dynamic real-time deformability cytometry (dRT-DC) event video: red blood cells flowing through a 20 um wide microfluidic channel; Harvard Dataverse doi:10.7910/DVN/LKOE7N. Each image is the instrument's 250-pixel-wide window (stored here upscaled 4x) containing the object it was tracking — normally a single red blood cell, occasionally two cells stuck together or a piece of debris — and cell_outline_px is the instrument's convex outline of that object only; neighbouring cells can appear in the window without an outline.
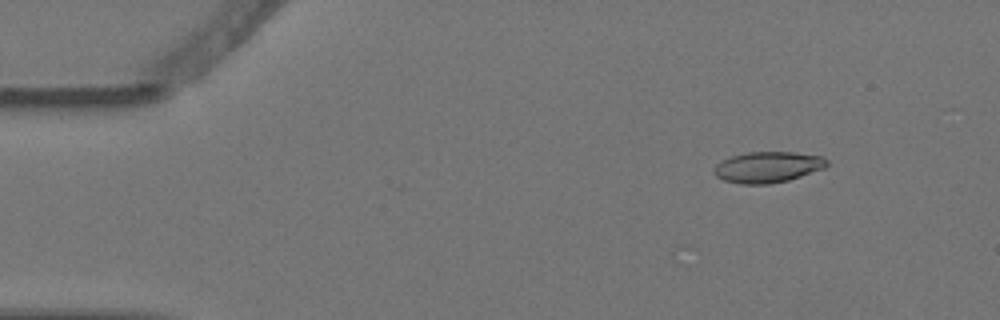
{"species": "Egyptian fruit bat (a non-hibernating species)", "species_latin": "Rousettus aegyptiacus", "temperature_condition": "warm", "stored_images_in_passage": 4, "camera_frame_rate_fps": 3000, "um_per_image_px": 0.085, "animal": {"sex": "female"}, "frame": {"image": 1, "passage_image": 1, "time_ms": 0.0, "image_size_px": [1000, 320], "cell_outline_px": [[828, 164], [824, 168], [788, 180], [768, 184], [740, 184], [724, 180], [716, 176], [712, 172], [716, 164], [732, 156], [748, 152], [792, 152], [824, 156], [828, 160]], "centroid_in_image_um": [65.26, 14.2], "position_along_channel_um": 19.7, "area_um2": 20.29}}
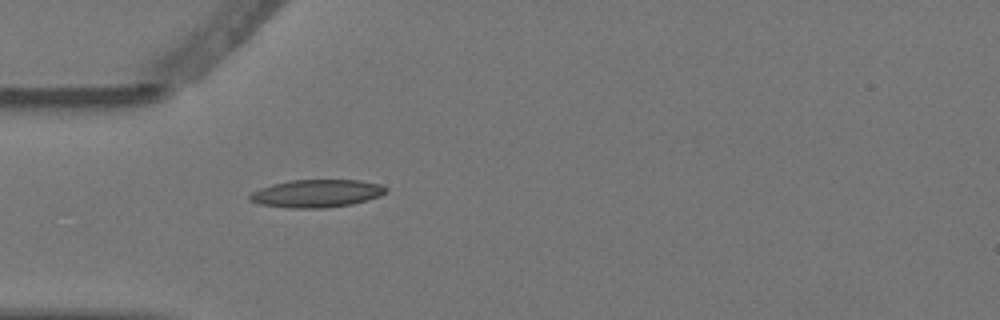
{"frame": {"image": 2, "passage_image": 4, "time_ms": 1.0, "image_size_px": [1000, 320], "cell_outline_px": [[388, 192], [380, 196], [368, 200], [352, 204], [324, 208], [288, 208], [260, 204], [248, 200], [248, 196], [252, 192], [260, 188], [272, 184], [288, 180], [360, 180], [380, 184], [388, 188]], "centroid_in_image_um": [26.92, 16.44], "position_along_channel_um": 58.1, "area_um2": 22.25}}